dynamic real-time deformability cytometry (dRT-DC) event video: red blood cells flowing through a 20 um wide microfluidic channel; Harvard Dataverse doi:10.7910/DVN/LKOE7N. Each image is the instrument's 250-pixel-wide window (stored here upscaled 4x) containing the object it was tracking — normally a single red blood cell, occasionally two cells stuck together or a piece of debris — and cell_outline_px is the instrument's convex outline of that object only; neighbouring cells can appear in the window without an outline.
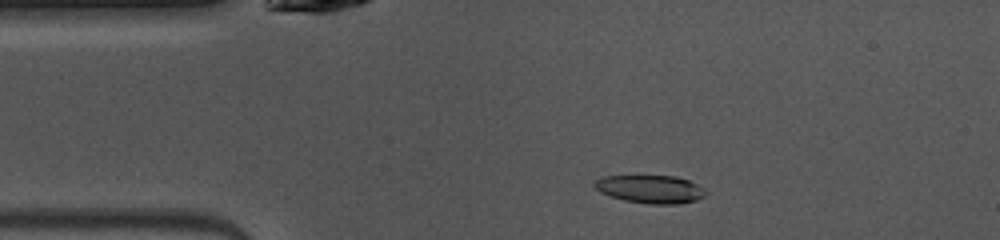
{"species": "common noctule bat (a hibernating species)", "species_latin": "Nyctalus noctula", "temperature_condition": "warm", "stored_images_in_passage": 47, "camera_frame_rate_fps": 3000, "um_per_image_px": 0.085, "animal": {"sex": "female", "body_mass_g": 10.0, "forearm_length_mm": 53.1}, "frame": {"image": 1, "passage_image": 8, "time_ms": 2.333, "image_size_px": [1000, 240], "cell_outline_px": [[708, 192], [704, 196], [696, 200], [680, 204], [648, 204], [624, 200], [600, 192], [592, 184], [596, 180], [604, 176], [676, 176], [688, 180], [696, 184]], "centroid_in_image_um": [55.29, 16.08], "position_along_channel_um": 29.7, "area_um2": 18.09}}
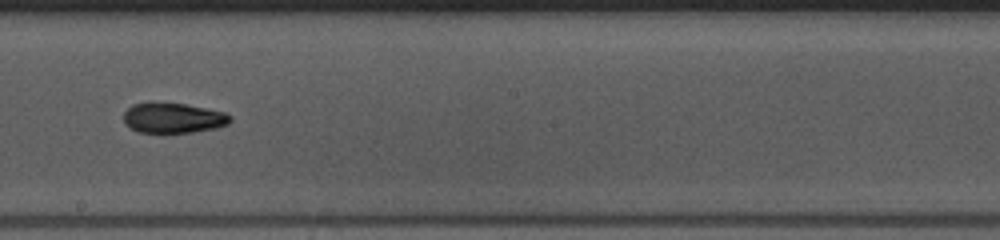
{"frame": {"image": 2, "passage_image": 25, "time_ms": 8.0, "image_size_px": [1000, 240], "cell_outline_px": [[232, 120], [228, 124], [216, 128], [192, 132], [140, 132], [128, 128], [124, 124], [124, 112], [132, 104], [184, 104], [224, 112], [232, 116]], "centroid_in_image_um": [14.73, 10.05], "position_along_channel_um": 233.5, "area_um2": 18.38}}
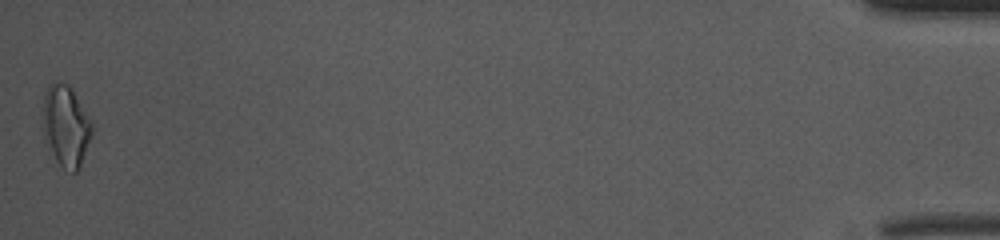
{"frame": {"image": 3, "passage_image": 47, "time_ms": 15.333, "image_size_px": [1000, 240], "cell_outline_px": [[92, 132], [80, 168], [76, 172], [72, 172], [64, 168], [56, 160], [44, 132], [40, 108], [44, 92], [48, 84], [56, 80], [68, 84], [72, 88], [92, 120]], "centroid_in_image_um": [5.58, 10.61], "position_along_channel_um": 429.6, "area_um2": 23.52}, "authors_computed_cell_mechanics": {"area_um2": 18.6694, "velocity_mm_per_s": 4.1161, "shape_relaxation_time_tau1_ms": 6.4467, "shape_relaxation_time_tau2_ms": 2.6231, "deformation_change_tau1": 0.2143, "deformation_change_tau2": 0.089}}